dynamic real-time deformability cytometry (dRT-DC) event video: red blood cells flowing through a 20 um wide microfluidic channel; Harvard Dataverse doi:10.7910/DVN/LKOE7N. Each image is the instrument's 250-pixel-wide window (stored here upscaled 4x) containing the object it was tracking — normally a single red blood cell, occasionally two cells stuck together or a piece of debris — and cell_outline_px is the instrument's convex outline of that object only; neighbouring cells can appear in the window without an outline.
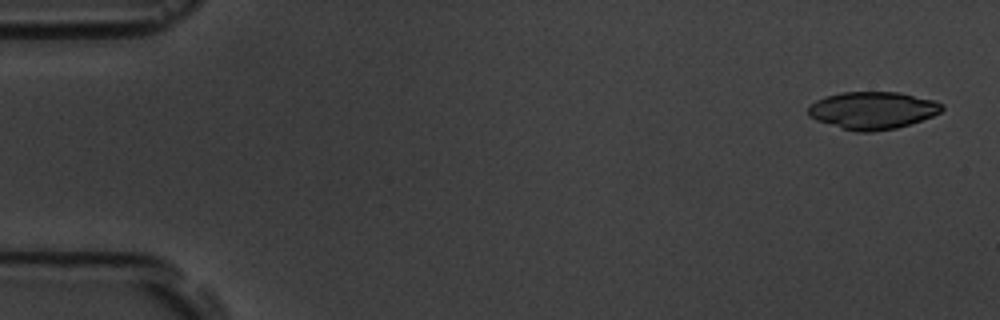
{"species": "common noctule bat (a hibernating species)", "species_latin": "Nyctalus noctula", "temperature_condition": "room temperature", "stored_images_in_passage": 53, "camera_frame_rate_fps": 3000, "um_per_image_px": 0.085, "animal": {"sex": "male", "body_mass_g": 19.5, "forearm_length_mm": 54.6}, "frame": {"image": 1, "passage_image": 2, "time_ms": 0.333, "image_size_px": [1000, 320], "cell_outline_px": [[944, 108], [940, 112], [932, 116], [896, 128], [872, 132], [856, 132], [816, 120], [808, 116], [808, 108], [816, 100], [824, 96], [840, 92], [900, 92], [932, 100], [944, 104]], "centroid_in_image_um": [74.15, 9.37], "position_along_channel_um": 10.8, "area_um2": 29.07}}